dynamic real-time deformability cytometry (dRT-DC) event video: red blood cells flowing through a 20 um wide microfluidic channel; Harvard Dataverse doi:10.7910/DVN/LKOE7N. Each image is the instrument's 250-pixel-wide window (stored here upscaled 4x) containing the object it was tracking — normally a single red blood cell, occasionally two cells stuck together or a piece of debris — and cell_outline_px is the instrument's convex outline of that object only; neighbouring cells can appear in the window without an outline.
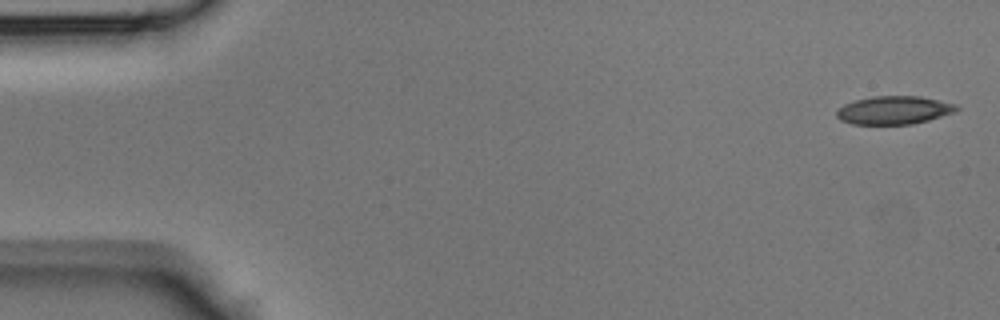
{"species": "Egyptian fruit bat (a non-hibernating species)", "species_latin": "Rousettus aegyptiacus", "temperature_condition": "room temperature", "stored_images_in_passage": 8, "camera_frame_rate_fps": 3000, "um_per_image_px": 0.085, "animal": {"sex": "male"}, "frame": {"image": 1, "passage_image": 1, "time_ms": 0.0, "image_size_px": [1000, 320], "cell_outline_px": [[960, 108], [952, 112], [928, 120], [912, 124], [852, 124], [840, 120], [836, 116], [836, 112], [844, 104], [856, 100], [872, 96], [920, 96], [956, 104]], "centroid_in_image_um": [75.96, 9.36], "position_along_channel_um": 9.0, "area_um2": 19.54}}